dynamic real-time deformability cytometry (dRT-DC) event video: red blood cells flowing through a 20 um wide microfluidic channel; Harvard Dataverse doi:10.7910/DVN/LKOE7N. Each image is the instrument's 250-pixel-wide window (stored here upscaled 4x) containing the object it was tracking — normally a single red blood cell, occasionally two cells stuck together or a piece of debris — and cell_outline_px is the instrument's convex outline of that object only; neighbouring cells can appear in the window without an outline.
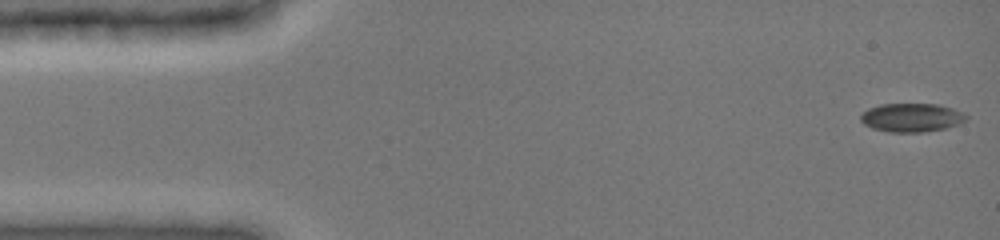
{"species": "common noctule bat (a hibernating species)", "species_latin": "Nyctalus noctula", "temperature_condition": "cold", "stored_images_in_passage": 48, "camera_frame_rate_fps": 3000, "um_per_image_px": 0.085, "animal": {"sex": "female", "body_mass_g": 19.0, "forearm_length_mm": 51.5}, "frame": {"image": 1, "passage_image": 1, "time_ms": 0.0, "image_size_px": [1000, 240], "cell_outline_px": [[968, 116], [964, 120], [948, 128], [924, 132], [888, 132], [872, 128], [864, 124], [860, 120], [860, 116], [868, 108], [880, 104], [936, 104], [952, 108]], "centroid_in_image_um": [77.44, 10.0], "position_along_channel_um": 7.6, "area_um2": 17.51}}
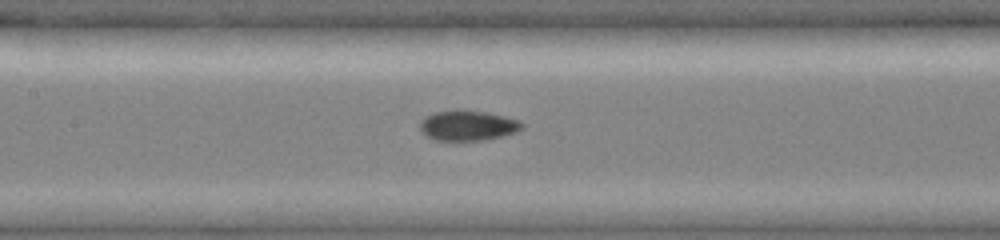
{"frame": {"image": 2, "passage_image": 22, "time_ms": 7.0, "image_size_px": [1000, 240], "cell_outline_px": [[524, 124], [516, 132], [504, 136], [484, 140], [436, 140], [428, 136], [420, 128], [420, 120], [424, 116], [432, 112], [456, 108], [460, 108], [488, 112], [520, 120]], "centroid_in_image_um": [39.75, 10.63], "position_along_channel_um": 167.7, "area_um2": 18.32}}
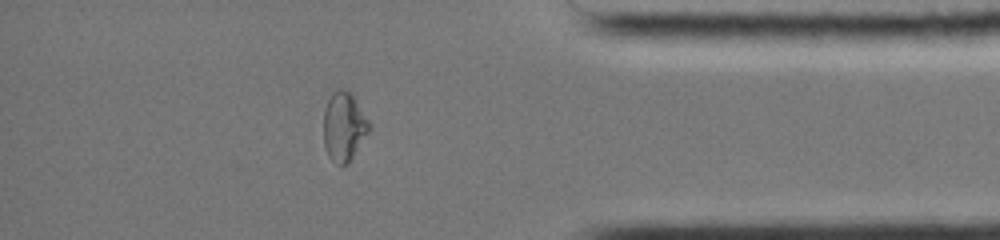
{"frame": {"image": 3, "passage_image": 41, "time_ms": 13.333, "image_size_px": [1000, 240], "cell_outline_px": [[372, 128], [348, 164], [336, 164], [328, 156], [324, 148], [324, 108], [332, 92], [336, 88], [344, 88], [352, 92], [372, 124]], "centroid_in_image_um": [29.26, 10.72], "position_along_channel_um": 405.9, "area_um2": 18.9}, "authors_computed_cell_mechanics": {"area_um2": 17.5712, "velocity_mm_per_s": 3.9753, "shape_relaxation_time_tau1_ms": 8.892, "shape_relaxation_time_tau2_ms": 2.851, "deformation_change_tau1": 0.1976, "deformation_change_tau2": 0.0605}}